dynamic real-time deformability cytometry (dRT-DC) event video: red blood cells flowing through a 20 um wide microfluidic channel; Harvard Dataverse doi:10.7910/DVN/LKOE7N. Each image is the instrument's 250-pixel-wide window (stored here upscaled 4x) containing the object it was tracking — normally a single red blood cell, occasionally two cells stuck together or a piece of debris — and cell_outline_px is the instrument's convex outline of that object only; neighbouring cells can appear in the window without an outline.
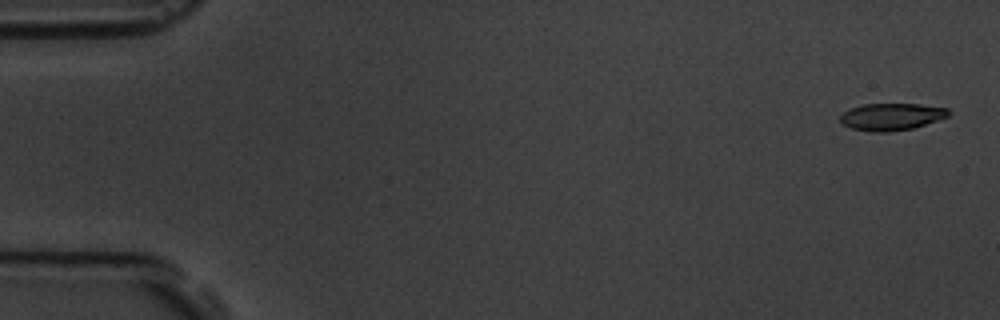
{"species": "common noctule bat (a hibernating species)", "species_latin": "Nyctalus noctula", "temperature_condition": "room temperature", "stored_images_in_passage": 15, "camera_frame_rate_fps": 3000, "um_per_image_px": 0.085, "animal": {"sex": "male", "body_mass_g": 19.5, "forearm_length_mm": 54.6}, "frame": {"image": 1, "passage_image": 1, "time_ms": 0.0, "image_size_px": [1000, 320], "cell_outline_px": [[952, 112], [948, 116], [912, 128], [888, 132], [872, 132], [852, 128], [840, 124], [840, 116], [844, 112], [852, 108], [864, 104], [920, 104], [948, 108]], "centroid_in_image_um": [75.77, 9.92], "position_along_channel_um": 9.2, "area_um2": 16.99}}
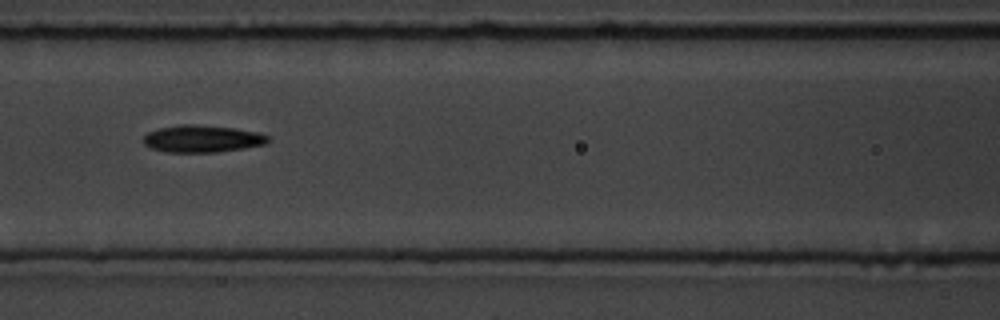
{"frame": {"image": 2, "passage_image": 7, "time_ms": 7.667, "image_size_px": [1000, 320], "cell_outline_px": [[268, 140], [264, 144], [244, 148], [216, 152], [168, 152], [152, 148], [144, 144], [144, 136], [148, 132], [160, 128], [180, 124], [192, 124], [236, 128], [256, 132], [268, 136]], "centroid_in_image_um": [17.17, 11.79], "position_along_channel_um": 149.4, "area_um2": 19.48}}
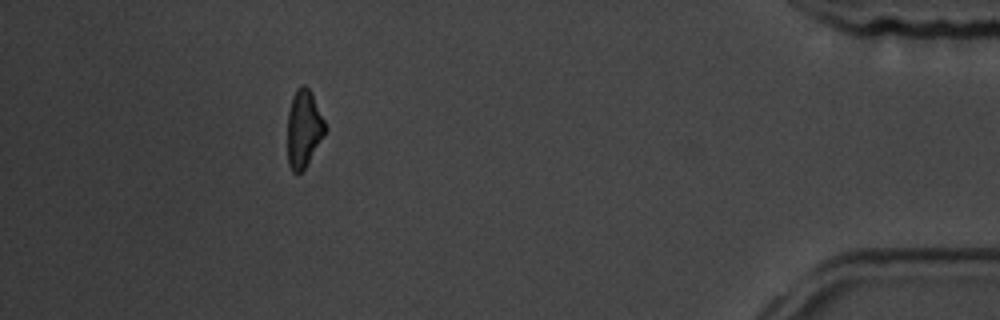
{"frame": {"image": 3, "passage_image": 14, "time_ms": 16.333, "image_size_px": [1000, 320], "cell_outline_px": [[328, 128], [324, 136], [304, 168], [300, 172], [292, 172], [288, 164], [288, 112], [292, 96], [296, 88], [300, 84], [304, 84], [312, 92]], "centroid_in_image_um": [25.83, 10.88], "position_along_channel_um": 409.4, "area_um2": 17.11}, "authors_computed_cell_mechanics": {"area_um2": 18.3226, "velocity_mm_per_s": 3.6536, "shape_relaxation_time_tau1_ms": 1.8709, "shape_relaxation_time_tau2_ms": 9.8816, "deformation_change_tau1": 0.085, "deformation_change_tau2": 0.1859}}